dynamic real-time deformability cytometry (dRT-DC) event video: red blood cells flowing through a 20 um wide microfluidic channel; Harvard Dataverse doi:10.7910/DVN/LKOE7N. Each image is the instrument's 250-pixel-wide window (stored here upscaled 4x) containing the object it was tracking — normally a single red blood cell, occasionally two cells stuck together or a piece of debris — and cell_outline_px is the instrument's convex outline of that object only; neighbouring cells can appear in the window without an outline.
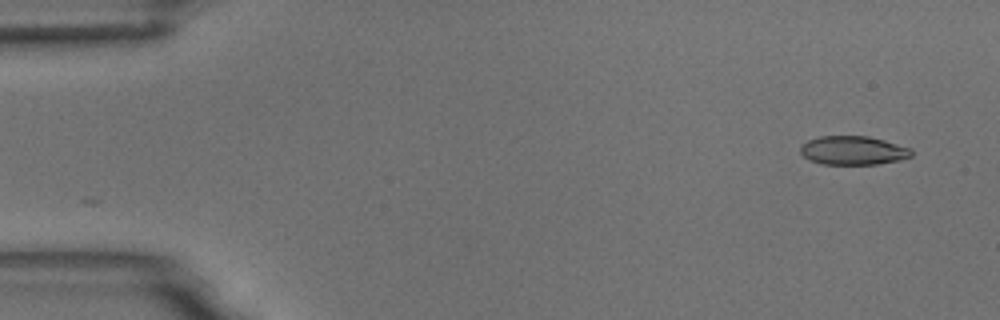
{"species": "common noctule bat (a hibernating species)", "species_latin": "Nyctalus noctula", "temperature_condition": "room temperature", "stored_images_in_passage": 8, "camera_frame_rate_fps": 3000, "um_per_image_px": 0.085, "animal": {"sex": "male", "body_mass_g": 18.8}, "frame": {"image": 1, "passage_image": 2, "time_ms": 1.0, "image_size_px": [1000, 320], "cell_outline_px": [[912, 156], [900, 160], [876, 164], [820, 164], [804, 156], [800, 152], [800, 144], [808, 140], [820, 136], [868, 136], [884, 140], [912, 148]], "centroid_in_image_um": [72.52, 12.78], "position_along_channel_um": 12.5, "area_um2": 18.67}}
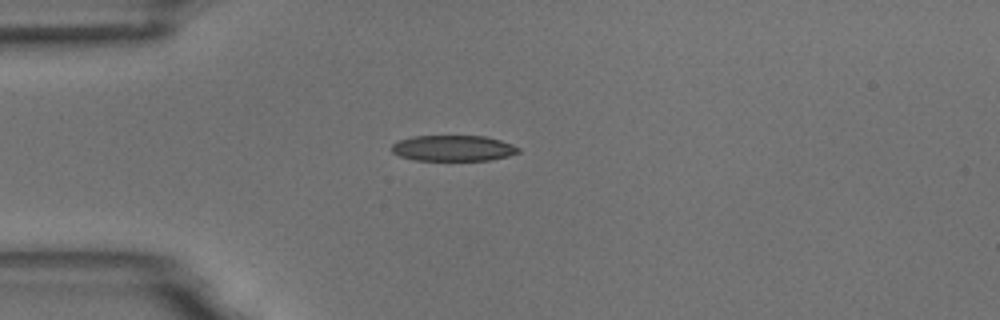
{"frame": {"image": 2, "passage_image": 5, "time_ms": 4.667, "image_size_px": [1000, 320], "cell_outline_px": [[520, 152], [508, 156], [492, 160], [416, 160], [400, 156], [392, 152], [392, 144], [400, 140], [412, 136], [484, 136], [500, 140], [512, 144], [520, 148]], "centroid_in_image_um": [38.54, 12.6], "position_along_channel_um": 46.5, "area_um2": 19.02}}